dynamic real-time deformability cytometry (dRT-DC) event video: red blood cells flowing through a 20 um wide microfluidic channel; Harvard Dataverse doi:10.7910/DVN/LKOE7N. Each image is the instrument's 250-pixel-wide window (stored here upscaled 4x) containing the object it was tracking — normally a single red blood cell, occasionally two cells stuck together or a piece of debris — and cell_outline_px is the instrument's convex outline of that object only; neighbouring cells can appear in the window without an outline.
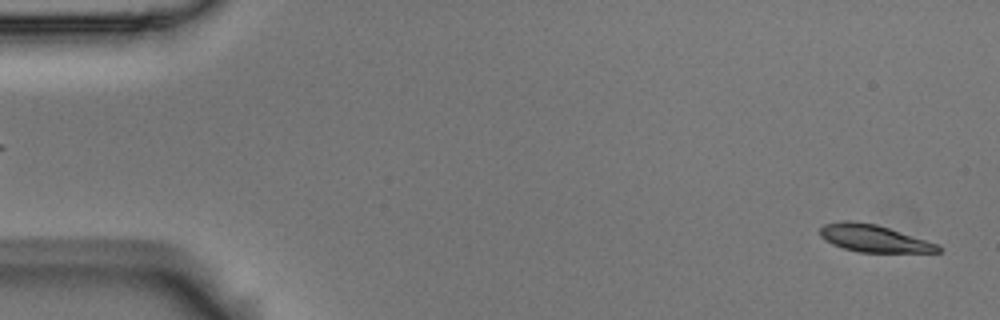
{"species": "Egyptian fruit bat (a non-hibernating species)", "species_latin": "Rousettus aegyptiacus", "temperature_condition": "room temperature", "stored_images_in_passage": 5, "segment_of_instrument_passage": [2, 2], "camera_frame_rate_fps": 3000, "um_per_image_px": 0.085, "animal": {"sex": "male"}, "frame": {"image": 1, "passage_image": 5, "time_ms": 1.333, "image_size_px": [1000, 320], "cell_outline_px": [[944, 248], [940, 252], [860, 252], [844, 248], [832, 244], [824, 240], [820, 236], [820, 228], [824, 224], [844, 220], [852, 220], [876, 224], [940, 244]], "centroid_in_image_um": [74.29, 20.26], "position_along_channel_um": 10.7, "area_um2": 18.84}}